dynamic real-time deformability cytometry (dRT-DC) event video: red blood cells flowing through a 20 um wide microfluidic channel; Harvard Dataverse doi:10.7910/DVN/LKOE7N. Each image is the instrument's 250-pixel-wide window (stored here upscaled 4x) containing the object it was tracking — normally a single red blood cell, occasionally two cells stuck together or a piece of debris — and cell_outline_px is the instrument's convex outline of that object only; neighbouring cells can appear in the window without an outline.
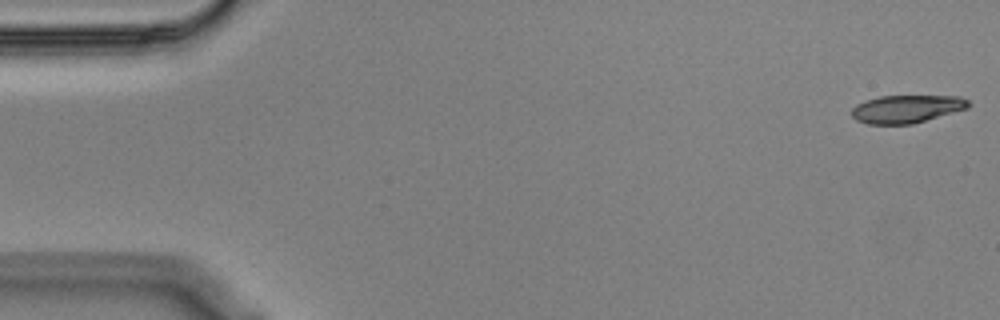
{"species": "Egyptian fruit bat (a non-hibernating species)", "species_latin": "Rousettus aegyptiacus", "temperature_condition": "cold", "stored_images_in_passage": 9, "camera_frame_rate_fps": 3000, "um_per_image_px": 0.085, "animal": {"sex": "male"}, "frame": {"image": 1, "passage_image": 1, "time_ms": 0.0, "image_size_px": [1000, 320], "cell_outline_px": [[972, 104], [968, 108], [912, 124], [868, 124], [856, 120], [852, 116], [852, 108], [856, 104], [880, 96], [960, 96], [968, 100]], "centroid_in_image_um": [77.08, 9.26], "position_along_channel_um": 7.9, "area_um2": 18.9}}